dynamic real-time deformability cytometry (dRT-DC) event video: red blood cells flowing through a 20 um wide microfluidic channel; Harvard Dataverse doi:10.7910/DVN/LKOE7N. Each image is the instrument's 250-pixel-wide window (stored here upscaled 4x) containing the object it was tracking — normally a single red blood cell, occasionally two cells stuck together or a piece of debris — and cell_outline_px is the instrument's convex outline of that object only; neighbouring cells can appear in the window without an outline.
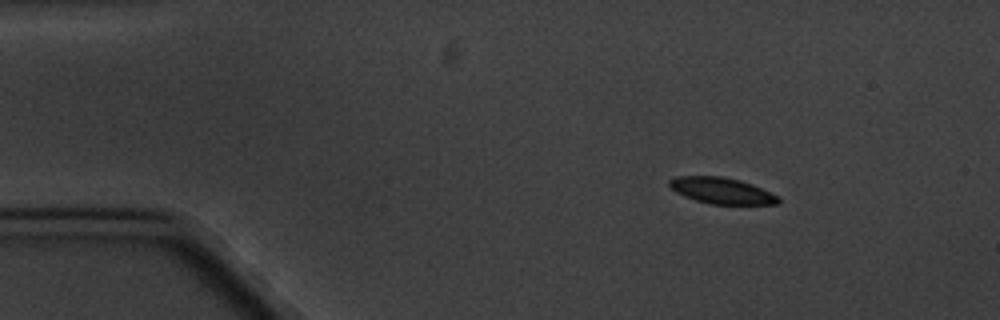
{"species": "common noctule bat (a hibernating species)", "species_latin": "Nyctalus noctula", "temperature_condition": "cold", "stored_images_in_passage": 8, "camera_frame_rate_fps": 3000, "um_per_image_px": 0.085, "animal": {"sex": "male", "body_mass_g": 20.1, "forearm_length_mm": 53.5}, "frame": {"image": 1, "passage_image": 2, "time_ms": 1.333, "image_size_px": [1000, 320], "cell_outline_px": [[780, 204], [708, 204], [684, 196], [676, 192], [668, 184], [668, 180], [676, 176], [724, 176], [740, 180], [752, 184], [780, 196]], "centroid_in_image_um": [61.35, 16.2], "position_along_channel_um": 23.6, "area_um2": 16.76}}